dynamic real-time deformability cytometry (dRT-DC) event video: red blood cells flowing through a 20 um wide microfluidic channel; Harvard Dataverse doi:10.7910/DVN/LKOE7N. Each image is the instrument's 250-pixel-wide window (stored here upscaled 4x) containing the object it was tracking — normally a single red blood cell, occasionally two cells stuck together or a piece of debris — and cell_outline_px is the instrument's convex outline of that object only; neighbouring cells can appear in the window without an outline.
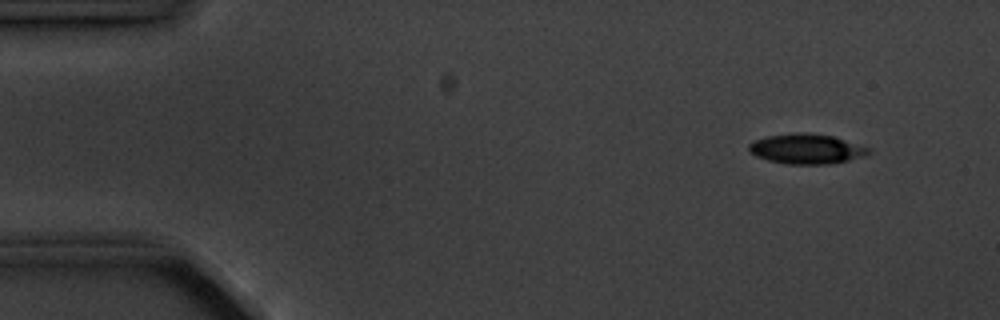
{"species": "common noctule bat (a hibernating species)", "species_latin": "Nyctalus noctula", "temperature_condition": "cold", "stored_images_in_passage": 5, "camera_frame_rate_fps": 3000, "um_per_image_px": 0.085, "animal": {"sex": "male", "body_mass_g": 20.1, "forearm_length_mm": 53.5}, "frame": {"image": 1, "passage_image": 2, "time_ms": 1.333, "image_size_px": [1000, 320], "cell_outline_px": [[872, 152], [864, 156], [848, 160], [828, 164], [784, 164], [768, 160], [756, 156], [748, 152], [748, 144], [756, 140], [768, 136], [796, 132], [808, 132], [832, 136], [868, 148]], "centroid_in_image_um": [68.5, 12.66], "position_along_channel_um": 16.5, "area_um2": 20.81}}